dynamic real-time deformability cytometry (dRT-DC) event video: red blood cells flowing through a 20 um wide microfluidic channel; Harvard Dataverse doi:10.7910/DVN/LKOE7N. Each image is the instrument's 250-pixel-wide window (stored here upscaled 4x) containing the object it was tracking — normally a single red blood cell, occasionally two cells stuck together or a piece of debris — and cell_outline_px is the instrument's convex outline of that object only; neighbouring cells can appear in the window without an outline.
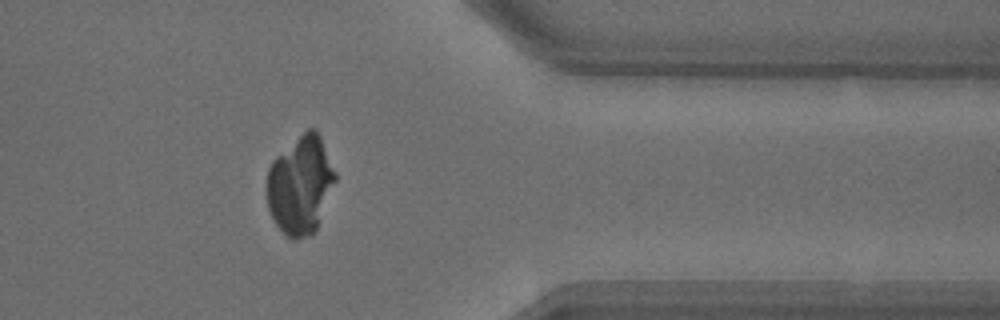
{"species": "common noctule bat (a hibernating species)", "species_latin": "Nyctalus noctula", "temperature_condition": "warm", "stored_images_in_passage": 49, "camera_frame_rate_fps": 3000, "um_per_image_px": 0.085, "animal": {"sex": "male", "body_mass_g": 18.8}, "frame": {"image": 1, "passage_image": 40, "time_ms": 13.0, "image_size_px": [1000, 320], "cell_outline_px": [[336, 180], [316, 228], [308, 236], [296, 240], [292, 240], [276, 224], [268, 208], [268, 168], [272, 160], [276, 156], [308, 128], [316, 128], [320, 136], [336, 172]], "centroid_in_image_um": [25.54, 15.71], "position_along_channel_um": 385.9, "area_um2": 38.61}}
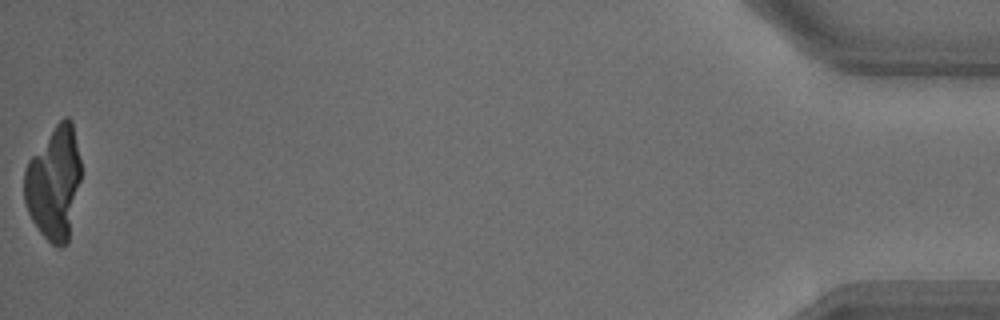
{"frame": {"image": 2, "passage_image": 49, "time_ms": 16.0, "image_size_px": [1000, 320], "cell_outline_px": [[80, 180], [68, 244], [60, 248], [52, 244], [40, 232], [32, 220], [28, 212], [24, 200], [24, 172], [28, 160], [56, 124], [64, 116], [68, 116], [72, 120], [80, 160]], "centroid_in_image_um": [4.59, 15.57], "position_along_channel_um": 430.6, "area_um2": 37.4}}